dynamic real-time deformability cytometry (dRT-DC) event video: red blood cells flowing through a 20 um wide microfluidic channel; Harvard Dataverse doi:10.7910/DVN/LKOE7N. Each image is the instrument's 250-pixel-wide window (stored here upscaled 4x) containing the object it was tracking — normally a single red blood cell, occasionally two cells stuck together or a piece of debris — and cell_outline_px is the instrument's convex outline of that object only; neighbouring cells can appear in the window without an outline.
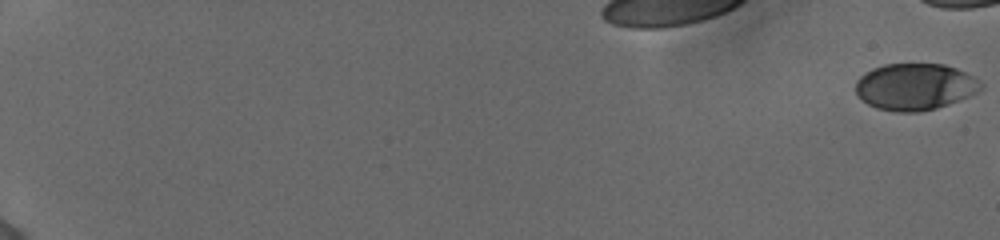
{"species": "human", "species_latin": "Homo sapiens", "temperature_condition": "cold", "stored_images_in_passage": 19, "camera_frame_rate_fps": 3000, "um_per_image_px": 0.085, "donor": {"sex": "female"}, "frame": {"image": 1, "passage_image": 1, "time_ms": 0.0, "image_size_px": [1000, 240], "cell_outline_px": [[984, 88], [980, 92], [948, 104], [936, 108], [916, 112], [896, 112], [876, 108], [868, 104], [856, 92], [856, 80], [864, 72], [872, 68], [884, 64], [944, 64], [956, 68], [980, 80], [984, 84]], "centroid_in_image_um": [77.8, 7.37], "position_along_channel_um": 7.2, "area_um2": 34.22}}
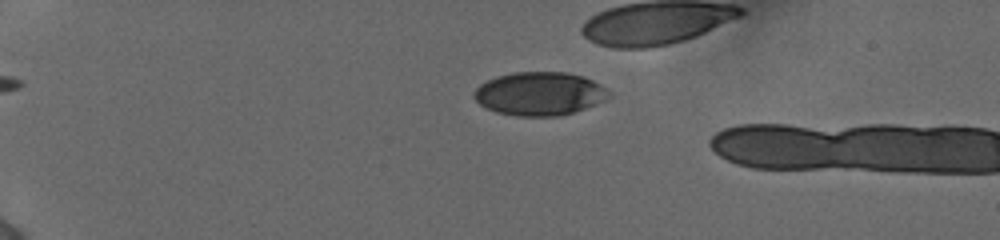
{"frame": {"image": 2, "passage_image": 16, "time_ms": 5.0, "image_size_px": [1000, 240], "cell_outline_px": [[612, 96], [604, 100], [584, 108], [560, 116], [516, 116], [496, 112], [480, 104], [472, 96], [472, 92], [480, 84], [496, 76], [512, 72], [568, 72], [584, 76], [600, 84], [612, 92]], "centroid_in_image_um": [45.86, 7.95], "position_along_channel_um": 39.1, "area_um2": 34.28}}